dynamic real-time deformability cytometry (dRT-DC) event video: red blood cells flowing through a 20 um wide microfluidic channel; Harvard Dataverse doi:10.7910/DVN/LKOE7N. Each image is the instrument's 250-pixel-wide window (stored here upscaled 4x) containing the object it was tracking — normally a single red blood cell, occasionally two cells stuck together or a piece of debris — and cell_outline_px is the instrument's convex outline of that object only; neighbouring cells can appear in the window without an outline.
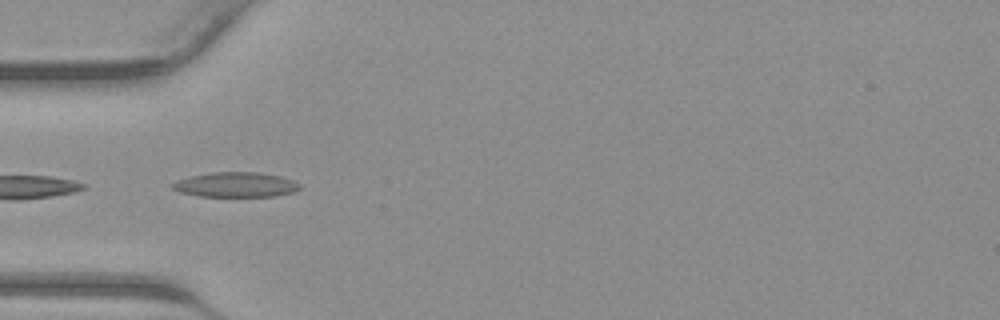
{"species": "common noctule bat (a hibernating species)", "species_latin": "Nyctalus noctula", "temperature_condition": "warm", "stored_images_in_passage": 9, "camera_frame_rate_fps": 3000, "um_per_image_px": 0.085, "animal": {"sex": "male", "body_mass_g": 23.1, "forearm_length_mm": 52.7}, "frame": {"image": 1, "passage_image": 3, "time_ms": 0.667, "image_size_px": [1000, 320], "cell_outline_px": [[300, 188], [292, 192], [276, 196], [200, 196], [180, 192], [172, 188], [168, 184], [176, 180], [192, 176], [212, 172], [256, 172], [280, 176], [292, 180], [300, 184]], "centroid_in_image_um": [20.0, 15.69], "position_along_channel_um": 65.0, "area_um2": 18.38}}